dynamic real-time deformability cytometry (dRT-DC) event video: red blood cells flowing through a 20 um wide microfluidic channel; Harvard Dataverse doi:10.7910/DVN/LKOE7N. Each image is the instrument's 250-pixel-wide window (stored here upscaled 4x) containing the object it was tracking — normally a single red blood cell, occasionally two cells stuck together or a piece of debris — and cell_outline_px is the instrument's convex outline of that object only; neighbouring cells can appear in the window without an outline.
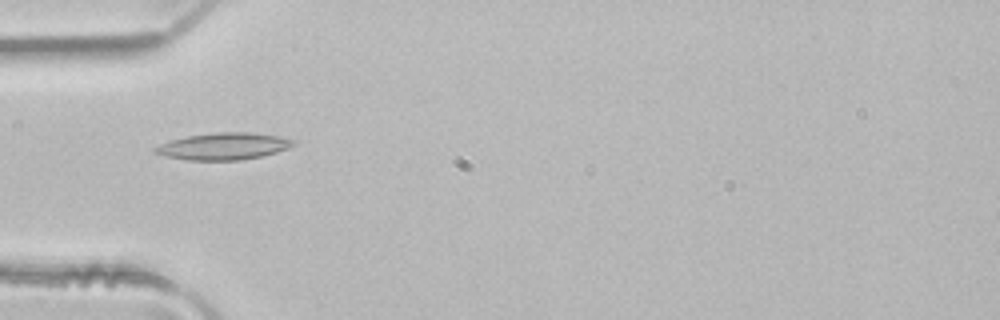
{"species": "common noctule bat (a hibernating species)", "species_latin": "Nyctalus noctula", "temperature_condition": "room temperature", "stored_images_in_passage": 4, "camera_frame_rate_fps": 3000, "um_per_image_px": 0.085, "animal": {"sex": "male", "body_mass_g": 21.5, "forearm_length_mm": 52.0}, "frame": {"image": 1, "passage_image": 4, "time_ms": 1.0, "image_size_px": [1000, 320], "cell_outline_px": [[296, 144], [288, 148], [276, 152], [260, 156], [240, 160], [188, 160], [164, 156], [152, 152], [152, 148], [160, 144], [172, 140], [188, 136], [216, 132], [252, 132], [276, 136], [296, 140]], "centroid_in_image_um": [18.98, 12.43], "position_along_channel_um": 66.0, "area_um2": 21.62}}